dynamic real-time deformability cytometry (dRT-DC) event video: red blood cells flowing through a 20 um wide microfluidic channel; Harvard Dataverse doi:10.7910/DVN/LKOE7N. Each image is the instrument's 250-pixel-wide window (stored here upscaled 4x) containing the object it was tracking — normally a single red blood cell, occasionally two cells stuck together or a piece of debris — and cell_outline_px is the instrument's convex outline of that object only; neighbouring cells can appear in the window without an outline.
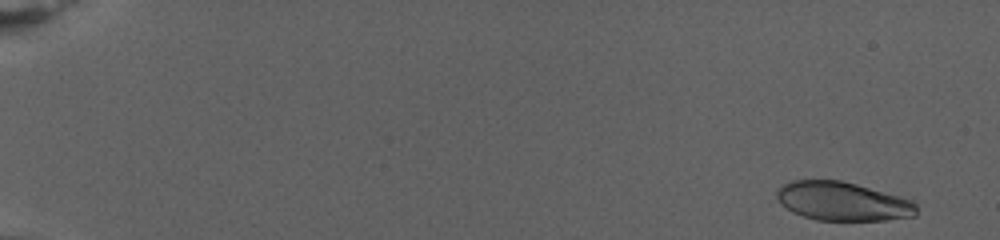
{"species": "human", "species_latin": "Homo sapiens", "temperature_condition": "warm", "stored_images_in_passage": 79, "camera_frame_rate_fps": 3000, "um_per_image_px": 0.085, "donor": {"sex": "female"}, "frame": {"image": 1, "passage_image": 4, "time_ms": 1.0, "image_size_px": [1000, 240], "cell_outline_px": [[916, 216], [888, 220], [816, 220], [792, 212], [780, 204], [776, 196], [776, 188], [792, 180], [840, 180], [856, 184], [900, 196], [912, 200], [916, 204]], "centroid_in_image_um": [71.6, 17.11], "position_along_channel_um": 13.4, "area_um2": 31.67}}
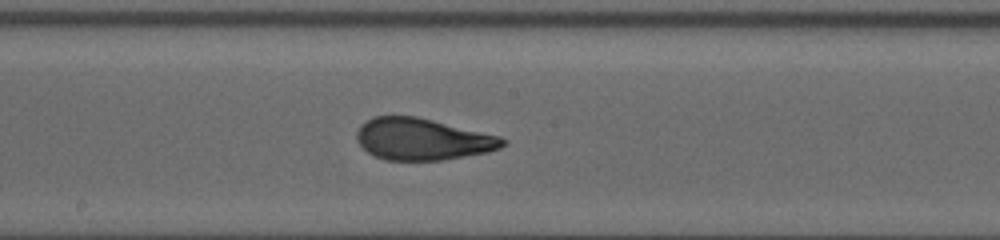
{"frame": {"image": 2, "passage_image": 46, "time_ms": 15.0, "image_size_px": [1000, 240], "cell_outline_px": [[508, 140], [500, 148], [488, 152], [440, 160], [384, 160], [368, 152], [356, 140], [356, 132], [360, 124], [372, 116], [416, 116], [500, 136]], "centroid_in_image_um": [35.88, 11.82], "position_along_channel_um": 212.3, "area_um2": 35.43}}
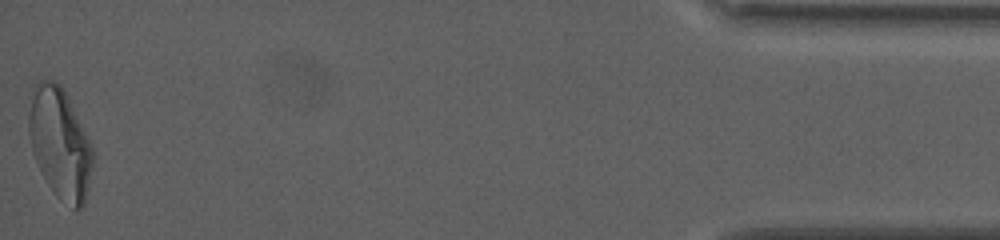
{"frame": {"image": 3, "passage_image": 79, "time_ms": 26.0, "image_size_px": [1000, 240], "cell_outline_px": [[92, 164], [88, 188], [84, 208], [72, 208], [60, 200], [56, 196], [48, 184], [36, 160], [32, 148], [28, 132], [28, 116], [36, 84], [40, 80], [56, 80], [60, 84], [92, 148]], "centroid_in_image_um": [5.08, 12.23], "position_along_channel_um": 430.1, "area_um2": 40.06}, "authors_computed_cell_mechanics": {"area_um2": 35.4314, "velocity_mm_per_s": 2.7073, "shape_relaxation_time_tau1_ms": 8.5138, "shape_relaxation_time_tau2_ms": 1.2449, "deformation_change_tau1": 0.2605, "deformation_change_tau2": 0.0725}}